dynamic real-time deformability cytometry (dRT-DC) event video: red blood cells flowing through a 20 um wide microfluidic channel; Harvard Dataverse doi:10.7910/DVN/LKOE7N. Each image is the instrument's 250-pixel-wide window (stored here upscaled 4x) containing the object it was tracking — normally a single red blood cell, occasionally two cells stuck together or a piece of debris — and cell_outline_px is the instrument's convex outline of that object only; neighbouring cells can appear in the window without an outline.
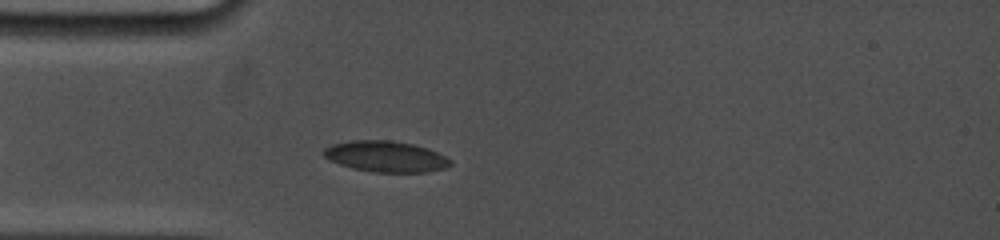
{"species": "common noctule bat (a hibernating species)", "species_latin": "Nyctalus noctula", "temperature_condition": "cold", "stored_images_in_passage": 33, "camera_frame_rate_fps": 5000, "um_per_image_px": 0.085, "animal": {"sex": "female", "body_mass_g": 19.0, "forearm_length_mm": 53.3}, "frame": {"image": 1, "passage_image": 6, "time_ms": 2.2, "image_size_px": [1000, 240], "cell_outline_px": [[452, 164], [448, 168], [428, 172], [372, 172], [352, 168], [328, 160], [320, 152], [324, 148], [332, 144], [352, 140], [392, 140], [412, 144], [428, 148], [452, 160]], "centroid_in_image_um": [32.78, 13.3], "position_along_channel_um": 52.2, "area_um2": 23.12}}
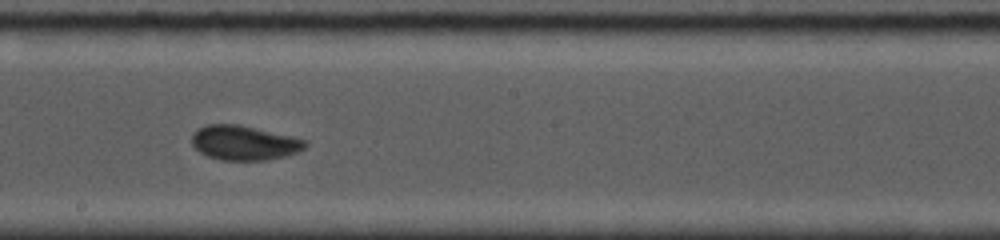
{"frame": {"image": 2, "passage_image": 17, "time_ms": 7.0, "image_size_px": [1000, 240], "cell_outline_px": [[308, 144], [304, 148], [288, 156], [268, 160], [220, 160], [208, 156], [200, 152], [192, 144], [192, 132], [196, 128], [208, 124], [240, 124], [292, 136], [308, 140]], "centroid_in_image_um": [20.76, 12.13], "position_along_channel_um": 227.4, "area_um2": 23.12}}
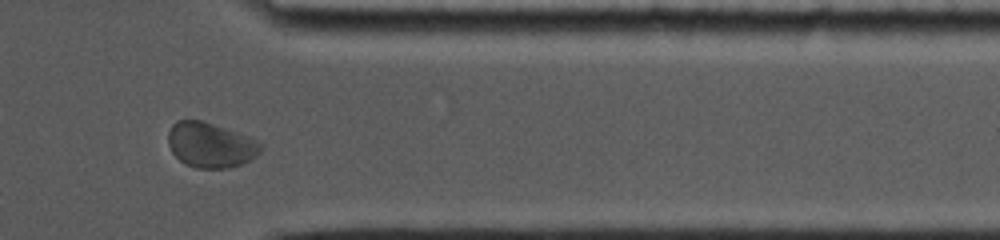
{"frame": {"image": 3, "passage_image": 28, "time_ms": 11.4, "image_size_px": [1000, 240], "cell_outline_px": [[264, 148], [252, 160], [244, 164], [228, 168], [196, 168], [184, 164], [172, 152], [168, 144], [168, 132], [172, 124], [176, 120], [200, 120], [260, 140], [264, 144]], "centroid_in_image_um": [17.93, 12.34], "position_along_channel_um": 393.5, "area_um2": 24.62}, "authors_computed_cell_mechanics": {"area_um2": 23.0622, "velocity_mm_per_s": 3.7765, "shape_relaxation_time_tau1_ms": 7.8678, "shape_relaxation_time_tau2_ms": 1.0496, "deformation_change_tau1": 0.1302, "deformation_change_tau2": 0.0425}}